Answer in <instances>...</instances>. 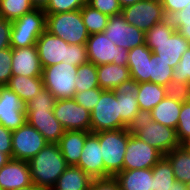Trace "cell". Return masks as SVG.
<instances>
[{"label": "cell", "mask_w": 190, "mask_h": 190, "mask_svg": "<svg viewBox=\"0 0 190 190\" xmlns=\"http://www.w3.org/2000/svg\"><path fill=\"white\" fill-rule=\"evenodd\" d=\"M145 44L159 59L175 68L181 56L189 48L190 43L181 36L172 24L170 18L155 24L145 32Z\"/></svg>", "instance_id": "obj_1"}, {"label": "cell", "mask_w": 190, "mask_h": 190, "mask_svg": "<svg viewBox=\"0 0 190 190\" xmlns=\"http://www.w3.org/2000/svg\"><path fill=\"white\" fill-rule=\"evenodd\" d=\"M36 46L42 69L62 61L75 66L88 62L86 44H68L47 30L38 38Z\"/></svg>", "instance_id": "obj_2"}, {"label": "cell", "mask_w": 190, "mask_h": 190, "mask_svg": "<svg viewBox=\"0 0 190 190\" xmlns=\"http://www.w3.org/2000/svg\"><path fill=\"white\" fill-rule=\"evenodd\" d=\"M31 180L37 187L49 190L68 167L58 144L46 145L28 161Z\"/></svg>", "instance_id": "obj_3"}, {"label": "cell", "mask_w": 190, "mask_h": 190, "mask_svg": "<svg viewBox=\"0 0 190 190\" xmlns=\"http://www.w3.org/2000/svg\"><path fill=\"white\" fill-rule=\"evenodd\" d=\"M99 138L104 163V178L114 177L123 170L130 128L95 133Z\"/></svg>", "instance_id": "obj_4"}, {"label": "cell", "mask_w": 190, "mask_h": 190, "mask_svg": "<svg viewBox=\"0 0 190 190\" xmlns=\"http://www.w3.org/2000/svg\"><path fill=\"white\" fill-rule=\"evenodd\" d=\"M46 30L68 44H86L90 36L84 25L81 10L46 14Z\"/></svg>", "instance_id": "obj_5"}, {"label": "cell", "mask_w": 190, "mask_h": 190, "mask_svg": "<svg viewBox=\"0 0 190 190\" xmlns=\"http://www.w3.org/2000/svg\"><path fill=\"white\" fill-rule=\"evenodd\" d=\"M131 130L135 136L156 148L163 155L181 145L177 139L176 129L155 122L148 116H142Z\"/></svg>", "instance_id": "obj_6"}, {"label": "cell", "mask_w": 190, "mask_h": 190, "mask_svg": "<svg viewBox=\"0 0 190 190\" xmlns=\"http://www.w3.org/2000/svg\"><path fill=\"white\" fill-rule=\"evenodd\" d=\"M46 30V13L42 8H34L12 21L11 48L36 45L38 38Z\"/></svg>", "instance_id": "obj_7"}, {"label": "cell", "mask_w": 190, "mask_h": 190, "mask_svg": "<svg viewBox=\"0 0 190 190\" xmlns=\"http://www.w3.org/2000/svg\"><path fill=\"white\" fill-rule=\"evenodd\" d=\"M78 66L61 62L44 67L42 78L44 88L49 90L56 99L74 98L76 93L75 79Z\"/></svg>", "instance_id": "obj_8"}, {"label": "cell", "mask_w": 190, "mask_h": 190, "mask_svg": "<svg viewBox=\"0 0 190 190\" xmlns=\"http://www.w3.org/2000/svg\"><path fill=\"white\" fill-rule=\"evenodd\" d=\"M119 102L113 90H104L91 111V133L129 128L120 117Z\"/></svg>", "instance_id": "obj_9"}, {"label": "cell", "mask_w": 190, "mask_h": 190, "mask_svg": "<svg viewBox=\"0 0 190 190\" xmlns=\"http://www.w3.org/2000/svg\"><path fill=\"white\" fill-rule=\"evenodd\" d=\"M88 61L96 66L114 63L127 66L129 50L118 47L104 33L91 34L86 42Z\"/></svg>", "instance_id": "obj_10"}, {"label": "cell", "mask_w": 190, "mask_h": 190, "mask_svg": "<svg viewBox=\"0 0 190 190\" xmlns=\"http://www.w3.org/2000/svg\"><path fill=\"white\" fill-rule=\"evenodd\" d=\"M121 14L127 23L144 32L167 18L160 0H140L123 8Z\"/></svg>", "instance_id": "obj_11"}, {"label": "cell", "mask_w": 190, "mask_h": 190, "mask_svg": "<svg viewBox=\"0 0 190 190\" xmlns=\"http://www.w3.org/2000/svg\"><path fill=\"white\" fill-rule=\"evenodd\" d=\"M53 113L65 131L91 132V112L73 98L57 99Z\"/></svg>", "instance_id": "obj_12"}, {"label": "cell", "mask_w": 190, "mask_h": 190, "mask_svg": "<svg viewBox=\"0 0 190 190\" xmlns=\"http://www.w3.org/2000/svg\"><path fill=\"white\" fill-rule=\"evenodd\" d=\"M49 143L27 122L12 131V159L29 161Z\"/></svg>", "instance_id": "obj_13"}, {"label": "cell", "mask_w": 190, "mask_h": 190, "mask_svg": "<svg viewBox=\"0 0 190 190\" xmlns=\"http://www.w3.org/2000/svg\"><path fill=\"white\" fill-rule=\"evenodd\" d=\"M164 155L132 133L128 138L123 170L152 169Z\"/></svg>", "instance_id": "obj_14"}, {"label": "cell", "mask_w": 190, "mask_h": 190, "mask_svg": "<svg viewBox=\"0 0 190 190\" xmlns=\"http://www.w3.org/2000/svg\"><path fill=\"white\" fill-rule=\"evenodd\" d=\"M103 33L115 45L128 50L145 44V32L127 23L122 14L110 16Z\"/></svg>", "instance_id": "obj_15"}, {"label": "cell", "mask_w": 190, "mask_h": 190, "mask_svg": "<svg viewBox=\"0 0 190 190\" xmlns=\"http://www.w3.org/2000/svg\"><path fill=\"white\" fill-rule=\"evenodd\" d=\"M113 91L119 102L121 120L129 128H132L143 116L137 101L139 83L130 78L118 85Z\"/></svg>", "instance_id": "obj_16"}, {"label": "cell", "mask_w": 190, "mask_h": 190, "mask_svg": "<svg viewBox=\"0 0 190 190\" xmlns=\"http://www.w3.org/2000/svg\"><path fill=\"white\" fill-rule=\"evenodd\" d=\"M23 101L7 86H0V124L16 130L27 122Z\"/></svg>", "instance_id": "obj_17"}, {"label": "cell", "mask_w": 190, "mask_h": 190, "mask_svg": "<svg viewBox=\"0 0 190 190\" xmlns=\"http://www.w3.org/2000/svg\"><path fill=\"white\" fill-rule=\"evenodd\" d=\"M27 123L33 126L50 144H58L65 129L54 116L53 110L25 109Z\"/></svg>", "instance_id": "obj_18"}, {"label": "cell", "mask_w": 190, "mask_h": 190, "mask_svg": "<svg viewBox=\"0 0 190 190\" xmlns=\"http://www.w3.org/2000/svg\"><path fill=\"white\" fill-rule=\"evenodd\" d=\"M77 167L81 168L92 179L104 178V163L99 138L95 133L86 137L83 151Z\"/></svg>", "instance_id": "obj_19"}, {"label": "cell", "mask_w": 190, "mask_h": 190, "mask_svg": "<svg viewBox=\"0 0 190 190\" xmlns=\"http://www.w3.org/2000/svg\"><path fill=\"white\" fill-rule=\"evenodd\" d=\"M12 74L27 77H42V66L37 46L12 48Z\"/></svg>", "instance_id": "obj_20"}, {"label": "cell", "mask_w": 190, "mask_h": 190, "mask_svg": "<svg viewBox=\"0 0 190 190\" xmlns=\"http://www.w3.org/2000/svg\"><path fill=\"white\" fill-rule=\"evenodd\" d=\"M32 184L28 161L10 159L0 169V190H16Z\"/></svg>", "instance_id": "obj_21"}, {"label": "cell", "mask_w": 190, "mask_h": 190, "mask_svg": "<svg viewBox=\"0 0 190 190\" xmlns=\"http://www.w3.org/2000/svg\"><path fill=\"white\" fill-rule=\"evenodd\" d=\"M91 132L65 131L58 145L68 166H76L80 160L86 137Z\"/></svg>", "instance_id": "obj_22"}, {"label": "cell", "mask_w": 190, "mask_h": 190, "mask_svg": "<svg viewBox=\"0 0 190 190\" xmlns=\"http://www.w3.org/2000/svg\"><path fill=\"white\" fill-rule=\"evenodd\" d=\"M152 51L146 44L129 50L128 63L130 77L138 83L149 82L148 68Z\"/></svg>", "instance_id": "obj_23"}, {"label": "cell", "mask_w": 190, "mask_h": 190, "mask_svg": "<svg viewBox=\"0 0 190 190\" xmlns=\"http://www.w3.org/2000/svg\"><path fill=\"white\" fill-rule=\"evenodd\" d=\"M114 178L120 190H153L152 169L122 170Z\"/></svg>", "instance_id": "obj_24"}, {"label": "cell", "mask_w": 190, "mask_h": 190, "mask_svg": "<svg viewBox=\"0 0 190 190\" xmlns=\"http://www.w3.org/2000/svg\"><path fill=\"white\" fill-rule=\"evenodd\" d=\"M181 107L182 102L173 100L166 96L147 114V116L153 121L166 127L176 129L178 126Z\"/></svg>", "instance_id": "obj_25"}, {"label": "cell", "mask_w": 190, "mask_h": 190, "mask_svg": "<svg viewBox=\"0 0 190 190\" xmlns=\"http://www.w3.org/2000/svg\"><path fill=\"white\" fill-rule=\"evenodd\" d=\"M98 85L103 90H114L122 82L130 79V72L127 66H118L108 63L97 66Z\"/></svg>", "instance_id": "obj_26"}, {"label": "cell", "mask_w": 190, "mask_h": 190, "mask_svg": "<svg viewBox=\"0 0 190 190\" xmlns=\"http://www.w3.org/2000/svg\"><path fill=\"white\" fill-rule=\"evenodd\" d=\"M6 86L15 92L24 104L34 98L44 88L42 77L22 75H12Z\"/></svg>", "instance_id": "obj_27"}, {"label": "cell", "mask_w": 190, "mask_h": 190, "mask_svg": "<svg viewBox=\"0 0 190 190\" xmlns=\"http://www.w3.org/2000/svg\"><path fill=\"white\" fill-rule=\"evenodd\" d=\"M92 178L77 166H68L49 190H89Z\"/></svg>", "instance_id": "obj_28"}, {"label": "cell", "mask_w": 190, "mask_h": 190, "mask_svg": "<svg viewBox=\"0 0 190 190\" xmlns=\"http://www.w3.org/2000/svg\"><path fill=\"white\" fill-rule=\"evenodd\" d=\"M165 97L164 86L152 82L139 83L137 101L143 116H147V114Z\"/></svg>", "instance_id": "obj_29"}, {"label": "cell", "mask_w": 190, "mask_h": 190, "mask_svg": "<svg viewBox=\"0 0 190 190\" xmlns=\"http://www.w3.org/2000/svg\"><path fill=\"white\" fill-rule=\"evenodd\" d=\"M164 157L171 164L176 180L182 183L190 181V148L187 145H180Z\"/></svg>", "instance_id": "obj_30"}, {"label": "cell", "mask_w": 190, "mask_h": 190, "mask_svg": "<svg viewBox=\"0 0 190 190\" xmlns=\"http://www.w3.org/2000/svg\"><path fill=\"white\" fill-rule=\"evenodd\" d=\"M153 190H170L176 180L169 161L162 157L152 168Z\"/></svg>", "instance_id": "obj_31"}, {"label": "cell", "mask_w": 190, "mask_h": 190, "mask_svg": "<svg viewBox=\"0 0 190 190\" xmlns=\"http://www.w3.org/2000/svg\"><path fill=\"white\" fill-rule=\"evenodd\" d=\"M173 69L168 63L152 54L149 60L148 76L149 82L165 86L172 80Z\"/></svg>", "instance_id": "obj_32"}, {"label": "cell", "mask_w": 190, "mask_h": 190, "mask_svg": "<svg viewBox=\"0 0 190 190\" xmlns=\"http://www.w3.org/2000/svg\"><path fill=\"white\" fill-rule=\"evenodd\" d=\"M80 10L84 25L86 26L89 35L103 33L106 29L109 16L92 8L87 3Z\"/></svg>", "instance_id": "obj_33"}, {"label": "cell", "mask_w": 190, "mask_h": 190, "mask_svg": "<svg viewBox=\"0 0 190 190\" xmlns=\"http://www.w3.org/2000/svg\"><path fill=\"white\" fill-rule=\"evenodd\" d=\"M75 81L76 92L99 87L97 66L92 62H87L78 66Z\"/></svg>", "instance_id": "obj_34"}, {"label": "cell", "mask_w": 190, "mask_h": 190, "mask_svg": "<svg viewBox=\"0 0 190 190\" xmlns=\"http://www.w3.org/2000/svg\"><path fill=\"white\" fill-rule=\"evenodd\" d=\"M34 8L31 0H0V17L13 21Z\"/></svg>", "instance_id": "obj_35"}, {"label": "cell", "mask_w": 190, "mask_h": 190, "mask_svg": "<svg viewBox=\"0 0 190 190\" xmlns=\"http://www.w3.org/2000/svg\"><path fill=\"white\" fill-rule=\"evenodd\" d=\"M176 135L181 145L190 143V101L182 103Z\"/></svg>", "instance_id": "obj_36"}, {"label": "cell", "mask_w": 190, "mask_h": 190, "mask_svg": "<svg viewBox=\"0 0 190 190\" xmlns=\"http://www.w3.org/2000/svg\"><path fill=\"white\" fill-rule=\"evenodd\" d=\"M86 4V0H49L43 8L46 14H58L80 10Z\"/></svg>", "instance_id": "obj_37"}, {"label": "cell", "mask_w": 190, "mask_h": 190, "mask_svg": "<svg viewBox=\"0 0 190 190\" xmlns=\"http://www.w3.org/2000/svg\"><path fill=\"white\" fill-rule=\"evenodd\" d=\"M170 19L176 31L190 43V3L183 10L173 14Z\"/></svg>", "instance_id": "obj_38"}, {"label": "cell", "mask_w": 190, "mask_h": 190, "mask_svg": "<svg viewBox=\"0 0 190 190\" xmlns=\"http://www.w3.org/2000/svg\"><path fill=\"white\" fill-rule=\"evenodd\" d=\"M54 95L47 89L43 88L30 101L25 103V109L53 110L56 102Z\"/></svg>", "instance_id": "obj_39"}, {"label": "cell", "mask_w": 190, "mask_h": 190, "mask_svg": "<svg viewBox=\"0 0 190 190\" xmlns=\"http://www.w3.org/2000/svg\"><path fill=\"white\" fill-rule=\"evenodd\" d=\"M164 88L166 96L173 100H177L182 103L189 101L190 84L171 80L164 86Z\"/></svg>", "instance_id": "obj_40"}, {"label": "cell", "mask_w": 190, "mask_h": 190, "mask_svg": "<svg viewBox=\"0 0 190 190\" xmlns=\"http://www.w3.org/2000/svg\"><path fill=\"white\" fill-rule=\"evenodd\" d=\"M103 91L104 90L100 87H96L93 89L76 92L73 99L79 105H82L85 109L91 112L94 109V107L98 104V100Z\"/></svg>", "instance_id": "obj_41"}, {"label": "cell", "mask_w": 190, "mask_h": 190, "mask_svg": "<svg viewBox=\"0 0 190 190\" xmlns=\"http://www.w3.org/2000/svg\"><path fill=\"white\" fill-rule=\"evenodd\" d=\"M172 80L190 84V46L173 69Z\"/></svg>", "instance_id": "obj_42"}, {"label": "cell", "mask_w": 190, "mask_h": 190, "mask_svg": "<svg viewBox=\"0 0 190 190\" xmlns=\"http://www.w3.org/2000/svg\"><path fill=\"white\" fill-rule=\"evenodd\" d=\"M12 48L0 50V86H6L12 74Z\"/></svg>", "instance_id": "obj_43"}, {"label": "cell", "mask_w": 190, "mask_h": 190, "mask_svg": "<svg viewBox=\"0 0 190 190\" xmlns=\"http://www.w3.org/2000/svg\"><path fill=\"white\" fill-rule=\"evenodd\" d=\"M86 3L109 17L122 13L118 0H86Z\"/></svg>", "instance_id": "obj_44"}, {"label": "cell", "mask_w": 190, "mask_h": 190, "mask_svg": "<svg viewBox=\"0 0 190 190\" xmlns=\"http://www.w3.org/2000/svg\"><path fill=\"white\" fill-rule=\"evenodd\" d=\"M12 21L0 17V50L10 47Z\"/></svg>", "instance_id": "obj_45"}, {"label": "cell", "mask_w": 190, "mask_h": 190, "mask_svg": "<svg viewBox=\"0 0 190 190\" xmlns=\"http://www.w3.org/2000/svg\"><path fill=\"white\" fill-rule=\"evenodd\" d=\"M89 190H120L114 177L93 179Z\"/></svg>", "instance_id": "obj_46"}, {"label": "cell", "mask_w": 190, "mask_h": 190, "mask_svg": "<svg viewBox=\"0 0 190 190\" xmlns=\"http://www.w3.org/2000/svg\"><path fill=\"white\" fill-rule=\"evenodd\" d=\"M167 18H170L173 14L183 10L190 0H160Z\"/></svg>", "instance_id": "obj_47"}, {"label": "cell", "mask_w": 190, "mask_h": 190, "mask_svg": "<svg viewBox=\"0 0 190 190\" xmlns=\"http://www.w3.org/2000/svg\"><path fill=\"white\" fill-rule=\"evenodd\" d=\"M0 152L12 158V130L0 124Z\"/></svg>", "instance_id": "obj_48"}, {"label": "cell", "mask_w": 190, "mask_h": 190, "mask_svg": "<svg viewBox=\"0 0 190 190\" xmlns=\"http://www.w3.org/2000/svg\"><path fill=\"white\" fill-rule=\"evenodd\" d=\"M170 190H187L186 183L175 180Z\"/></svg>", "instance_id": "obj_49"}, {"label": "cell", "mask_w": 190, "mask_h": 190, "mask_svg": "<svg viewBox=\"0 0 190 190\" xmlns=\"http://www.w3.org/2000/svg\"><path fill=\"white\" fill-rule=\"evenodd\" d=\"M49 0H31L32 4L35 6V8H44Z\"/></svg>", "instance_id": "obj_50"}, {"label": "cell", "mask_w": 190, "mask_h": 190, "mask_svg": "<svg viewBox=\"0 0 190 190\" xmlns=\"http://www.w3.org/2000/svg\"><path fill=\"white\" fill-rule=\"evenodd\" d=\"M139 1L140 0H118V2H119L122 9L129 6V5H133V4H135L136 2H139Z\"/></svg>", "instance_id": "obj_51"}, {"label": "cell", "mask_w": 190, "mask_h": 190, "mask_svg": "<svg viewBox=\"0 0 190 190\" xmlns=\"http://www.w3.org/2000/svg\"><path fill=\"white\" fill-rule=\"evenodd\" d=\"M12 159L9 155L3 154L0 152V169L10 160Z\"/></svg>", "instance_id": "obj_52"}, {"label": "cell", "mask_w": 190, "mask_h": 190, "mask_svg": "<svg viewBox=\"0 0 190 190\" xmlns=\"http://www.w3.org/2000/svg\"><path fill=\"white\" fill-rule=\"evenodd\" d=\"M16 190H43L42 188L37 187L34 183L26 186V187H22V188H18Z\"/></svg>", "instance_id": "obj_53"}, {"label": "cell", "mask_w": 190, "mask_h": 190, "mask_svg": "<svg viewBox=\"0 0 190 190\" xmlns=\"http://www.w3.org/2000/svg\"><path fill=\"white\" fill-rule=\"evenodd\" d=\"M186 186H187V190H190V181H188V182L186 183Z\"/></svg>", "instance_id": "obj_54"}]
</instances>
